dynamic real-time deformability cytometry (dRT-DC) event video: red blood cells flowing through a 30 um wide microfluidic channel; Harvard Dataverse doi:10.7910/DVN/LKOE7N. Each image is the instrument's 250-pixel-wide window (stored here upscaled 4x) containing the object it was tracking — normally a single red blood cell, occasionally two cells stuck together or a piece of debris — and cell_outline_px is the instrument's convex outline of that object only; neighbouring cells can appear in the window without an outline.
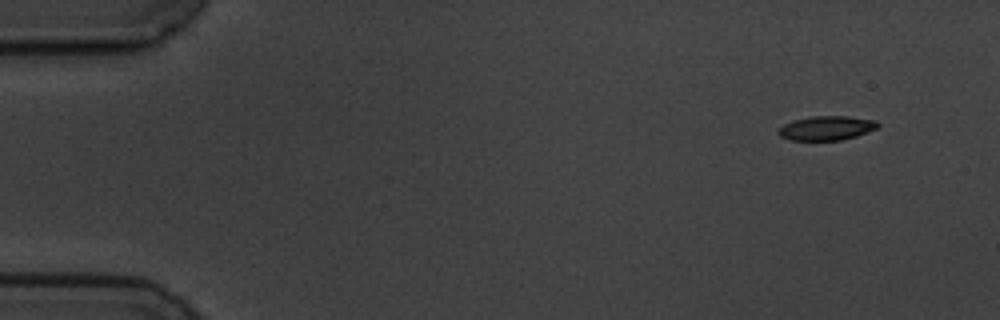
{"species": "common noctule bat (a hibernating species)", "species_latin": "Nyctalus noctula", "temperature_condition": "cold", "stored_images_in_passage": 5, "camera_frame_rate_fps": 3000, "um_per_image_px": 0.085, "animal": {"sex": "male", "body_mass_g": 19.5, "forearm_length_mm": 54.6}, "frame": {"image": 1, "passage_image": 1, "time_ms": 0.0, "image_size_px": [1000, 320], "cell_outline_px": [[880, 124], [876, 128], [856, 136], [840, 140], [788, 140], [780, 136], [776, 132], [784, 124], [796, 120], [812, 116], [848, 116], [876, 120]], "centroid_in_image_um": [70.25, 10.89], "position_along_channel_um": 14.8, "area_um2": 13.93}}
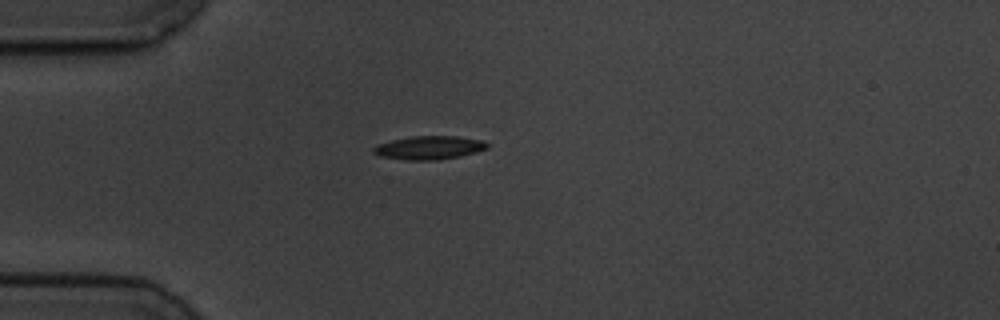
{"frame": {"image": 2, "passage_image": 4, "time_ms": 3.667, "image_size_px": [1000, 320], "cell_outline_px": [[488, 148], [476, 152], [460, 156], [436, 160], [408, 160], [380, 156], [372, 152], [372, 148], [376, 144], [392, 140], [412, 136], [456, 136], [484, 140], [488, 144]], "centroid_in_image_um": [36.47, 12.55], "position_along_channel_um": 48.5, "area_um2": 15.61}}